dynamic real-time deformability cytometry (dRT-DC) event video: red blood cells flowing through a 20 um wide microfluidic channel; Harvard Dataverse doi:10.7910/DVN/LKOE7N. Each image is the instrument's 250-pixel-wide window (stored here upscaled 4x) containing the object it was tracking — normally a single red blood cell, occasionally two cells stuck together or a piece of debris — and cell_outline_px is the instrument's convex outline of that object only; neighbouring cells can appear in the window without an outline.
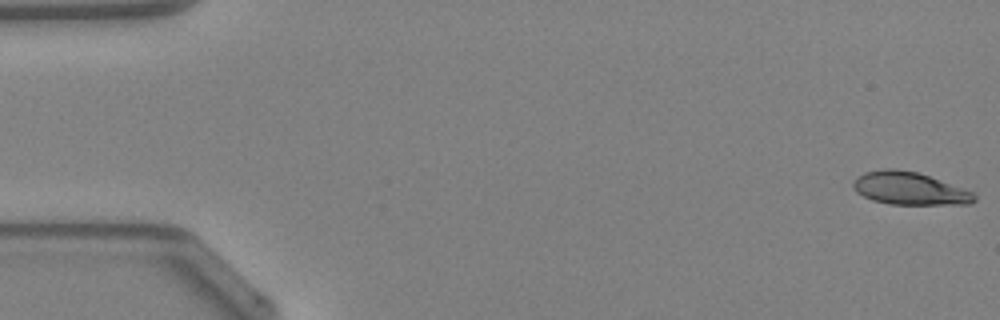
{"species": "Egyptian fruit bat (a non-hibernating species)", "species_latin": "Rousettus aegyptiacus", "temperature_condition": "warm", "stored_images_in_passage": 8, "camera_frame_rate_fps": 3000, "um_per_image_px": 0.085, "animal": {"sex": "female"}, "frame": {"image": 1, "passage_image": 1, "time_ms": 0.0, "image_size_px": [1000, 320], "cell_outline_px": [[976, 200], [968, 204], [888, 204], [872, 200], [856, 192], [852, 184], [864, 172], [884, 168], [888, 168], [916, 172], [928, 176], [972, 192], [976, 196]], "centroid_in_image_um": [77.28, 16.03], "position_along_channel_um": 7.7, "area_um2": 22.6}}